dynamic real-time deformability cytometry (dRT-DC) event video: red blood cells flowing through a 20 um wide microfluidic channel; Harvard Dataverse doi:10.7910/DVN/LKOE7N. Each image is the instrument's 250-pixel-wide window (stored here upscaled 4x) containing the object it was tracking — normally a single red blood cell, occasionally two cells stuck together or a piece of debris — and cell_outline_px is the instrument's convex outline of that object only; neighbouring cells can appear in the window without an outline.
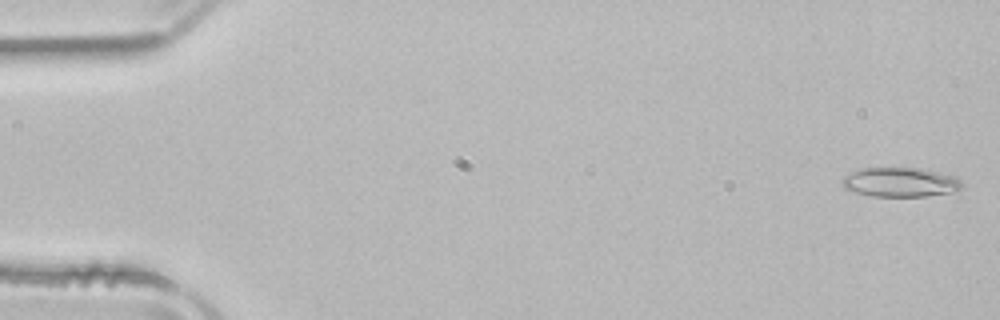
{"species": "common noctule bat (a hibernating species)", "species_latin": "Nyctalus noctula", "temperature_condition": "room temperature", "stored_images_in_passage": 15, "camera_frame_rate_fps": 3000, "um_per_image_px": 0.085, "animal": {"sex": "male", "body_mass_g": 21.5, "forearm_length_mm": 52.0}, "frame": {"image": 1, "passage_image": 1, "time_ms": 0.0, "image_size_px": [1000, 320], "cell_outline_px": [[964, 184], [956, 192], [924, 196], [872, 196], [856, 192], [844, 188], [840, 180], [844, 176], [852, 172], [864, 168], [920, 168], [956, 176]], "centroid_in_image_um": [76.55, 15.49], "position_along_channel_um": 8.5, "area_um2": 20.52}}